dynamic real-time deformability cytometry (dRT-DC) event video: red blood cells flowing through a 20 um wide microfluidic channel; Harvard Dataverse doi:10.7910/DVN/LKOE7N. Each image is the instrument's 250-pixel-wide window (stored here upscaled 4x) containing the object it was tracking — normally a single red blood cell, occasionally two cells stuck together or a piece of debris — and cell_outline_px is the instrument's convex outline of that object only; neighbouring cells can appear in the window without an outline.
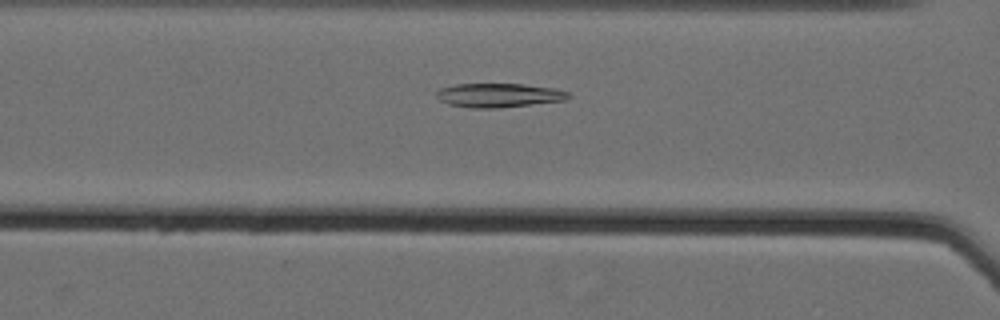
{"species": "Egyptian fruit bat (a non-hibernating species)", "species_latin": "Rousettus aegyptiacus", "temperature_condition": "cold", "stored_images_in_passage": 53, "camera_frame_rate_fps": 3000, "um_per_image_px": 0.085, "animal": {"sex": "female"}, "frame": {"image": 1, "passage_image": 22, "time_ms": 7.0, "image_size_px": [1000, 320], "cell_outline_px": [[572, 96], [568, 100], [496, 108], [472, 108], [448, 104], [440, 100], [436, 96], [436, 92], [440, 88], [456, 84], [524, 84], [556, 88], [568, 92]], "centroid_in_image_um": [42.43, 8.09], "position_along_channel_um": 124.2, "area_um2": 18.55}}
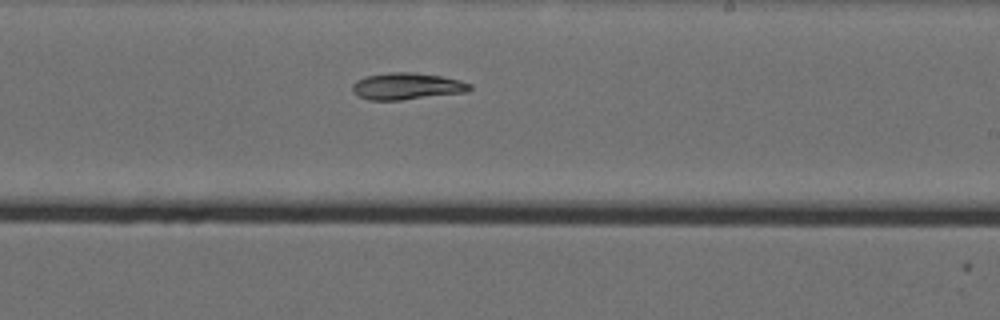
{"frame": {"image": 2, "passage_image": 33, "time_ms": 10.667, "image_size_px": [1000, 320], "cell_outline_px": [[472, 88], [468, 92], [400, 100], [368, 100], [352, 92], [352, 84], [356, 80], [368, 76], [392, 72], [412, 72], [440, 76], [460, 80], [472, 84]], "centroid_in_image_um": [34.6, 7.33], "position_along_channel_um": 254.4, "area_um2": 18.26}}
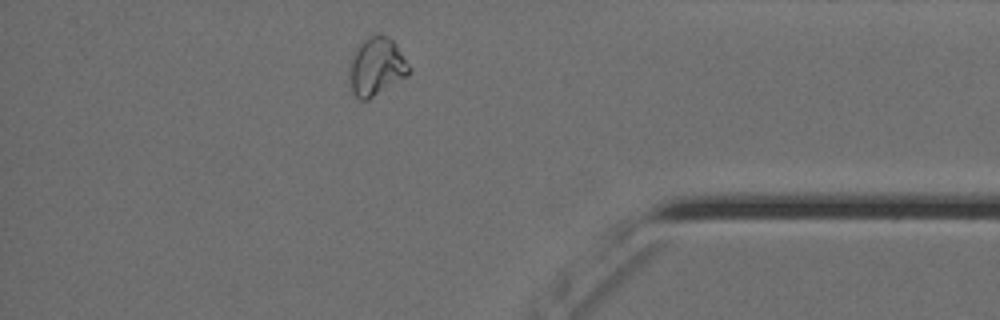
{"frame": {"image": 3, "passage_image": 47, "time_ms": 15.333, "image_size_px": [1000, 320], "cell_outline_px": [[412, 68], [408, 76], [368, 100], [360, 100], [352, 92], [348, 76], [348, 64], [356, 48], [364, 40], [372, 36], [388, 36], [396, 44]], "centroid_in_image_um": [31.99, 5.7], "position_along_channel_um": 403.2, "area_um2": 20.35}}